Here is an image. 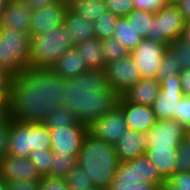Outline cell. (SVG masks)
<instances>
[{"instance_id":"1","label":"cell","mask_w":190,"mask_h":190,"mask_svg":"<svg viewBox=\"0 0 190 190\" xmlns=\"http://www.w3.org/2000/svg\"><path fill=\"white\" fill-rule=\"evenodd\" d=\"M66 80L52 68H32L11 79L8 117L15 122L43 123L56 107L63 106Z\"/></svg>"},{"instance_id":"2","label":"cell","mask_w":190,"mask_h":190,"mask_svg":"<svg viewBox=\"0 0 190 190\" xmlns=\"http://www.w3.org/2000/svg\"><path fill=\"white\" fill-rule=\"evenodd\" d=\"M66 85L63 106L88 127L114 110L121 97L108 85L105 70L88 69L79 76L66 80Z\"/></svg>"},{"instance_id":"3","label":"cell","mask_w":190,"mask_h":190,"mask_svg":"<svg viewBox=\"0 0 190 190\" xmlns=\"http://www.w3.org/2000/svg\"><path fill=\"white\" fill-rule=\"evenodd\" d=\"M77 160L94 188L101 190L109 188L120 162L115 146L96 138L90 132L83 139Z\"/></svg>"},{"instance_id":"4","label":"cell","mask_w":190,"mask_h":190,"mask_svg":"<svg viewBox=\"0 0 190 190\" xmlns=\"http://www.w3.org/2000/svg\"><path fill=\"white\" fill-rule=\"evenodd\" d=\"M165 179L145 156L119 162L116 176L107 190H157Z\"/></svg>"},{"instance_id":"5","label":"cell","mask_w":190,"mask_h":190,"mask_svg":"<svg viewBox=\"0 0 190 190\" xmlns=\"http://www.w3.org/2000/svg\"><path fill=\"white\" fill-rule=\"evenodd\" d=\"M74 47L75 44L64 24L50 29L49 32L31 36L29 67L52 68L66 51Z\"/></svg>"},{"instance_id":"6","label":"cell","mask_w":190,"mask_h":190,"mask_svg":"<svg viewBox=\"0 0 190 190\" xmlns=\"http://www.w3.org/2000/svg\"><path fill=\"white\" fill-rule=\"evenodd\" d=\"M7 154L29 157L32 151L51 149L50 129L44 123H22L12 120Z\"/></svg>"},{"instance_id":"7","label":"cell","mask_w":190,"mask_h":190,"mask_svg":"<svg viewBox=\"0 0 190 190\" xmlns=\"http://www.w3.org/2000/svg\"><path fill=\"white\" fill-rule=\"evenodd\" d=\"M30 35L22 30L0 29V68L12 76L29 67Z\"/></svg>"},{"instance_id":"8","label":"cell","mask_w":190,"mask_h":190,"mask_svg":"<svg viewBox=\"0 0 190 190\" xmlns=\"http://www.w3.org/2000/svg\"><path fill=\"white\" fill-rule=\"evenodd\" d=\"M185 24L179 5L168 3L155 13L146 38L169 46L181 39Z\"/></svg>"},{"instance_id":"9","label":"cell","mask_w":190,"mask_h":190,"mask_svg":"<svg viewBox=\"0 0 190 190\" xmlns=\"http://www.w3.org/2000/svg\"><path fill=\"white\" fill-rule=\"evenodd\" d=\"M160 91L152 105L157 120L178 121V103L184 97L180 75L160 79Z\"/></svg>"},{"instance_id":"10","label":"cell","mask_w":190,"mask_h":190,"mask_svg":"<svg viewBox=\"0 0 190 190\" xmlns=\"http://www.w3.org/2000/svg\"><path fill=\"white\" fill-rule=\"evenodd\" d=\"M168 49V45L143 38L129 55L139 68L142 77L156 78L162 58Z\"/></svg>"},{"instance_id":"11","label":"cell","mask_w":190,"mask_h":190,"mask_svg":"<svg viewBox=\"0 0 190 190\" xmlns=\"http://www.w3.org/2000/svg\"><path fill=\"white\" fill-rule=\"evenodd\" d=\"M186 133L185 125L175 119L157 120L146 132L147 148H178L186 140Z\"/></svg>"},{"instance_id":"12","label":"cell","mask_w":190,"mask_h":190,"mask_svg":"<svg viewBox=\"0 0 190 190\" xmlns=\"http://www.w3.org/2000/svg\"><path fill=\"white\" fill-rule=\"evenodd\" d=\"M105 71L108 85L120 95H123L142 78L139 68L129 54L122 59L108 63Z\"/></svg>"},{"instance_id":"13","label":"cell","mask_w":190,"mask_h":190,"mask_svg":"<svg viewBox=\"0 0 190 190\" xmlns=\"http://www.w3.org/2000/svg\"><path fill=\"white\" fill-rule=\"evenodd\" d=\"M89 132L85 124L50 129L51 150L61 155L78 156L84 137Z\"/></svg>"},{"instance_id":"14","label":"cell","mask_w":190,"mask_h":190,"mask_svg":"<svg viewBox=\"0 0 190 190\" xmlns=\"http://www.w3.org/2000/svg\"><path fill=\"white\" fill-rule=\"evenodd\" d=\"M128 130L123 112L118 106L89 127L92 135L114 146Z\"/></svg>"},{"instance_id":"15","label":"cell","mask_w":190,"mask_h":190,"mask_svg":"<svg viewBox=\"0 0 190 190\" xmlns=\"http://www.w3.org/2000/svg\"><path fill=\"white\" fill-rule=\"evenodd\" d=\"M42 177L28 157L6 154L0 158V179L7 183L13 181H41Z\"/></svg>"},{"instance_id":"16","label":"cell","mask_w":190,"mask_h":190,"mask_svg":"<svg viewBox=\"0 0 190 190\" xmlns=\"http://www.w3.org/2000/svg\"><path fill=\"white\" fill-rule=\"evenodd\" d=\"M68 8L67 5L59 1L57 4L33 10L29 31L30 37L49 32L50 29L64 24Z\"/></svg>"},{"instance_id":"17","label":"cell","mask_w":190,"mask_h":190,"mask_svg":"<svg viewBox=\"0 0 190 190\" xmlns=\"http://www.w3.org/2000/svg\"><path fill=\"white\" fill-rule=\"evenodd\" d=\"M118 107L122 110L130 130L147 132L157 121L152 106L130 103L122 95Z\"/></svg>"},{"instance_id":"18","label":"cell","mask_w":190,"mask_h":190,"mask_svg":"<svg viewBox=\"0 0 190 190\" xmlns=\"http://www.w3.org/2000/svg\"><path fill=\"white\" fill-rule=\"evenodd\" d=\"M32 10L21 0L10 1L0 12V29L11 28L30 31Z\"/></svg>"},{"instance_id":"19","label":"cell","mask_w":190,"mask_h":190,"mask_svg":"<svg viewBox=\"0 0 190 190\" xmlns=\"http://www.w3.org/2000/svg\"><path fill=\"white\" fill-rule=\"evenodd\" d=\"M146 132L128 130L115 145V151L120 162L134 160L145 155L148 147Z\"/></svg>"},{"instance_id":"20","label":"cell","mask_w":190,"mask_h":190,"mask_svg":"<svg viewBox=\"0 0 190 190\" xmlns=\"http://www.w3.org/2000/svg\"><path fill=\"white\" fill-rule=\"evenodd\" d=\"M157 78L142 77L122 95L128 102L152 106L160 91Z\"/></svg>"},{"instance_id":"21","label":"cell","mask_w":190,"mask_h":190,"mask_svg":"<svg viewBox=\"0 0 190 190\" xmlns=\"http://www.w3.org/2000/svg\"><path fill=\"white\" fill-rule=\"evenodd\" d=\"M145 156L165 180L175 173L177 148H146Z\"/></svg>"},{"instance_id":"22","label":"cell","mask_w":190,"mask_h":190,"mask_svg":"<svg viewBox=\"0 0 190 190\" xmlns=\"http://www.w3.org/2000/svg\"><path fill=\"white\" fill-rule=\"evenodd\" d=\"M74 48L78 51L82 60H85L87 69H106L101 40L90 38L85 41L78 42Z\"/></svg>"},{"instance_id":"23","label":"cell","mask_w":190,"mask_h":190,"mask_svg":"<svg viewBox=\"0 0 190 190\" xmlns=\"http://www.w3.org/2000/svg\"><path fill=\"white\" fill-rule=\"evenodd\" d=\"M52 69L64 80H69L84 73L87 69L85 60L78 54L75 48L66 51L52 67Z\"/></svg>"},{"instance_id":"24","label":"cell","mask_w":190,"mask_h":190,"mask_svg":"<svg viewBox=\"0 0 190 190\" xmlns=\"http://www.w3.org/2000/svg\"><path fill=\"white\" fill-rule=\"evenodd\" d=\"M64 25L75 45L78 42L95 38L93 23L83 16L76 14L71 8L67 10Z\"/></svg>"},{"instance_id":"25","label":"cell","mask_w":190,"mask_h":190,"mask_svg":"<svg viewBox=\"0 0 190 190\" xmlns=\"http://www.w3.org/2000/svg\"><path fill=\"white\" fill-rule=\"evenodd\" d=\"M120 42L128 52L132 51L141 43L143 37L136 32L126 17H119L112 36Z\"/></svg>"},{"instance_id":"26","label":"cell","mask_w":190,"mask_h":190,"mask_svg":"<svg viewBox=\"0 0 190 190\" xmlns=\"http://www.w3.org/2000/svg\"><path fill=\"white\" fill-rule=\"evenodd\" d=\"M77 157L53 152L50 171L45 176L65 178L78 165Z\"/></svg>"},{"instance_id":"27","label":"cell","mask_w":190,"mask_h":190,"mask_svg":"<svg viewBox=\"0 0 190 190\" xmlns=\"http://www.w3.org/2000/svg\"><path fill=\"white\" fill-rule=\"evenodd\" d=\"M49 129H60L61 127L78 125L80 122L66 106L54 108L43 122Z\"/></svg>"},{"instance_id":"28","label":"cell","mask_w":190,"mask_h":190,"mask_svg":"<svg viewBox=\"0 0 190 190\" xmlns=\"http://www.w3.org/2000/svg\"><path fill=\"white\" fill-rule=\"evenodd\" d=\"M70 8L92 23L106 11L104 0H82Z\"/></svg>"},{"instance_id":"29","label":"cell","mask_w":190,"mask_h":190,"mask_svg":"<svg viewBox=\"0 0 190 190\" xmlns=\"http://www.w3.org/2000/svg\"><path fill=\"white\" fill-rule=\"evenodd\" d=\"M118 16L110 11H105L93 22L94 36L98 40L109 39L114 34Z\"/></svg>"},{"instance_id":"30","label":"cell","mask_w":190,"mask_h":190,"mask_svg":"<svg viewBox=\"0 0 190 190\" xmlns=\"http://www.w3.org/2000/svg\"><path fill=\"white\" fill-rule=\"evenodd\" d=\"M155 13L142 11L139 9H133L127 16L129 24H132L133 28L143 38L147 37V34L151 27V21Z\"/></svg>"},{"instance_id":"31","label":"cell","mask_w":190,"mask_h":190,"mask_svg":"<svg viewBox=\"0 0 190 190\" xmlns=\"http://www.w3.org/2000/svg\"><path fill=\"white\" fill-rule=\"evenodd\" d=\"M101 43L106 65L129 54L128 50L113 37L101 40Z\"/></svg>"},{"instance_id":"32","label":"cell","mask_w":190,"mask_h":190,"mask_svg":"<svg viewBox=\"0 0 190 190\" xmlns=\"http://www.w3.org/2000/svg\"><path fill=\"white\" fill-rule=\"evenodd\" d=\"M182 70L181 65L177 61V57L167 49L162 58L156 78L158 81L160 79H168L180 74Z\"/></svg>"},{"instance_id":"33","label":"cell","mask_w":190,"mask_h":190,"mask_svg":"<svg viewBox=\"0 0 190 190\" xmlns=\"http://www.w3.org/2000/svg\"><path fill=\"white\" fill-rule=\"evenodd\" d=\"M70 190H91L95 189L92 182L83 173V169L77 165L66 177Z\"/></svg>"},{"instance_id":"34","label":"cell","mask_w":190,"mask_h":190,"mask_svg":"<svg viewBox=\"0 0 190 190\" xmlns=\"http://www.w3.org/2000/svg\"><path fill=\"white\" fill-rule=\"evenodd\" d=\"M168 50L177 57L182 69L190 68V45L182 39L170 43Z\"/></svg>"},{"instance_id":"35","label":"cell","mask_w":190,"mask_h":190,"mask_svg":"<svg viewBox=\"0 0 190 190\" xmlns=\"http://www.w3.org/2000/svg\"><path fill=\"white\" fill-rule=\"evenodd\" d=\"M28 158L34 163L39 173L45 176L50 171L53 152L51 149L32 151Z\"/></svg>"},{"instance_id":"36","label":"cell","mask_w":190,"mask_h":190,"mask_svg":"<svg viewBox=\"0 0 190 190\" xmlns=\"http://www.w3.org/2000/svg\"><path fill=\"white\" fill-rule=\"evenodd\" d=\"M165 190H190V172H175L163 184Z\"/></svg>"},{"instance_id":"37","label":"cell","mask_w":190,"mask_h":190,"mask_svg":"<svg viewBox=\"0 0 190 190\" xmlns=\"http://www.w3.org/2000/svg\"><path fill=\"white\" fill-rule=\"evenodd\" d=\"M175 172H190V144L184 140L177 148Z\"/></svg>"},{"instance_id":"38","label":"cell","mask_w":190,"mask_h":190,"mask_svg":"<svg viewBox=\"0 0 190 190\" xmlns=\"http://www.w3.org/2000/svg\"><path fill=\"white\" fill-rule=\"evenodd\" d=\"M106 10L118 17H126L133 9L132 0H104Z\"/></svg>"},{"instance_id":"39","label":"cell","mask_w":190,"mask_h":190,"mask_svg":"<svg viewBox=\"0 0 190 190\" xmlns=\"http://www.w3.org/2000/svg\"><path fill=\"white\" fill-rule=\"evenodd\" d=\"M11 126L12 119L8 115L0 117V158L7 154Z\"/></svg>"},{"instance_id":"40","label":"cell","mask_w":190,"mask_h":190,"mask_svg":"<svg viewBox=\"0 0 190 190\" xmlns=\"http://www.w3.org/2000/svg\"><path fill=\"white\" fill-rule=\"evenodd\" d=\"M39 190H70L65 178L43 176Z\"/></svg>"},{"instance_id":"41","label":"cell","mask_w":190,"mask_h":190,"mask_svg":"<svg viewBox=\"0 0 190 190\" xmlns=\"http://www.w3.org/2000/svg\"><path fill=\"white\" fill-rule=\"evenodd\" d=\"M135 9L158 12L163 6L168 4V0H132Z\"/></svg>"},{"instance_id":"42","label":"cell","mask_w":190,"mask_h":190,"mask_svg":"<svg viewBox=\"0 0 190 190\" xmlns=\"http://www.w3.org/2000/svg\"><path fill=\"white\" fill-rule=\"evenodd\" d=\"M178 121L190 130V96H184L178 103Z\"/></svg>"},{"instance_id":"43","label":"cell","mask_w":190,"mask_h":190,"mask_svg":"<svg viewBox=\"0 0 190 190\" xmlns=\"http://www.w3.org/2000/svg\"><path fill=\"white\" fill-rule=\"evenodd\" d=\"M8 190H39L40 181H13L7 183Z\"/></svg>"},{"instance_id":"44","label":"cell","mask_w":190,"mask_h":190,"mask_svg":"<svg viewBox=\"0 0 190 190\" xmlns=\"http://www.w3.org/2000/svg\"><path fill=\"white\" fill-rule=\"evenodd\" d=\"M21 1L33 11L57 4L60 0H21Z\"/></svg>"},{"instance_id":"45","label":"cell","mask_w":190,"mask_h":190,"mask_svg":"<svg viewBox=\"0 0 190 190\" xmlns=\"http://www.w3.org/2000/svg\"><path fill=\"white\" fill-rule=\"evenodd\" d=\"M12 75L0 68V92H10Z\"/></svg>"},{"instance_id":"46","label":"cell","mask_w":190,"mask_h":190,"mask_svg":"<svg viewBox=\"0 0 190 190\" xmlns=\"http://www.w3.org/2000/svg\"><path fill=\"white\" fill-rule=\"evenodd\" d=\"M179 75L182 83V92L184 96H190V68L183 69Z\"/></svg>"},{"instance_id":"47","label":"cell","mask_w":190,"mask_h":190,"mask_svg":"<svg viewBox=\"0 0 190 190\" xmlns=\"http://www.w3.org/2000/svg\"><path fill=\"white\" fill-rule=\"evenodd\" d=\"M9 93L0 92V117L8 115Z\"/></svg>"},{"instance_id":"48","label":"cell","mask_w":190,"mask_h":190,"mask_svg":"<svg viewBox=\"0 0 190 190\" xmlns=\"http://www.w3.org/2000/svg\"><path fill=\"white\" fill-rule=\"evenodd\" d=\"M186 21L190 20V0H184L178 4Z\"/></svg>"},{"instance_id":"49","label":"cell","mask_w":190,"mask_h":190,"mask_svg":"<svg viewBox=\"0 0 190 190\" xmlns=\"http://www.w3.org/2000/svg\"><path fill=\"white\" fill-rule=\"evenodd\" d=\"M181 39L190 45V20L186 21Z\"/></svg>"},{"instance_id":"50","label":"cell","mask_w":190,"mask_h":190,"mask_svg":"<svg viewBox=\"0 0 190 190\" xmlns=\"http://www.w3.org/2000/svg\"><path fill=\"white\" fill-rule=\"evenodd\" d=\"M64 5H67L69 8L77 2L82 0H60Z\"/></svg>"},{"instance_id":"51","label":"cell","mask_w":190,"mask_h":190,"mask_svg":"<svg viewBox=\"0 0 190 190\" xmlns=\"http://www.w3.org/2000/svg\"><path fill=\"white\" fill-rule=\"evenodd\" d=\"M0 190H8L7 182L0 179Z\"/></svg>"},{"instance_id":"52","label":"cell","mask_w":190,"mask_h":190,"mask_svg":"<svg viewBox=\"0 0 190 190\" xmlns=\"http://www.w3.org/2000/svg\"><path fill=\"white\" fill-rule=\"evenodd\" d=\"M182 1H184V0H168V3H169V4H176V5H178V4H180Z\"/></svg>"},{"instance_id":"53","label":"cell","mask_w":190,"mask_h":190,"mask_svg":"<svg viewBox=\"0 0 190 190\" xmlns=\"http://www.w3.org/2000/svg\"><path fill=\"white\" fill-rule=\"evenodd\" d=\"M7 0H0V12L1 10L5 7V5L7 4Z\"/></svg>"},{"instance_id":"54","label":"cell","mask_w":190,"mask_h":190,"mask_svg":"<svg viewBox=\"0 0 190 190\" xmlns=\"http://www.w3.org/2000/svg\"><path fill=\"white\" fill-rule=\"evenodd\" d=\"M186 140L190 144V130L186 133Z\"/></svg>"},{"instance_id":"55","label":"cell","mask_w":190,"mask_h":190,"mask_svg":"<svg viewBox=\"0 0 190 190\" xmlns=\"http://www.w3.org/2000/svg\"><path fill=\"white\" fill-rule=\"evenodd\" d=\"M157 190H165L163 187H159Z\"/></svg>"}]
</instances>
